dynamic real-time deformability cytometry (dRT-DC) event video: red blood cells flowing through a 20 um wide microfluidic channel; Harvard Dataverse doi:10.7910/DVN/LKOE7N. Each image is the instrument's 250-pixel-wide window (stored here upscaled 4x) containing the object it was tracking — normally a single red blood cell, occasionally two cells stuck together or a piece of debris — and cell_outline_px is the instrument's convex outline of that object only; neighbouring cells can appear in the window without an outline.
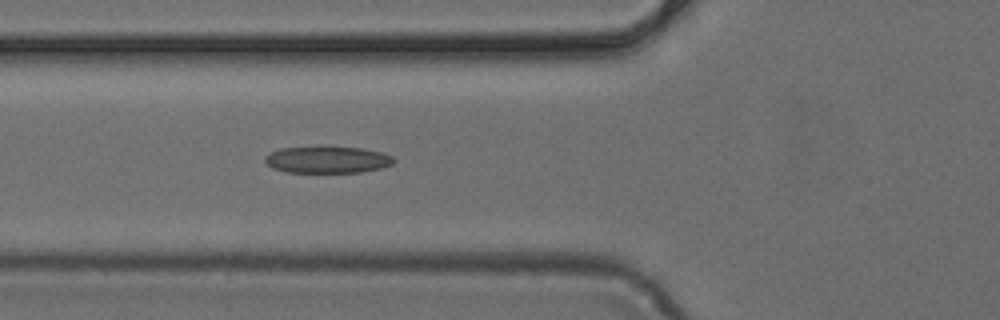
{"species": "common noctule bat (a hibernating species)", "species_latin": "Nyctalus noctula", "temperature_condition": "cold", "stored_images_in_passage": 4, "camera_frame_rate_fps": 3000, "um_per_image_px": 0.085, "animal": {"sex": "female", "body_mass_g": 24.6, "forearm_length_mm": 56.2}, "frame": {"image": 1, "passage_image": 4, "time_ms": 1.0, "image_size_px": [1000, 320], "cell_outline_px": [[396, 160], [392, 164], [380, 168], [360, 172], [288, 172], [272, 168], [264, 160], [264, 156], [280, 148], [320, 144], [364, 148], [380, 152], [392, 156]], "centroid_in_image_um": [27.8, 13.52], "position_along_channel_um": 98.0, "area_um2": 20.81}}